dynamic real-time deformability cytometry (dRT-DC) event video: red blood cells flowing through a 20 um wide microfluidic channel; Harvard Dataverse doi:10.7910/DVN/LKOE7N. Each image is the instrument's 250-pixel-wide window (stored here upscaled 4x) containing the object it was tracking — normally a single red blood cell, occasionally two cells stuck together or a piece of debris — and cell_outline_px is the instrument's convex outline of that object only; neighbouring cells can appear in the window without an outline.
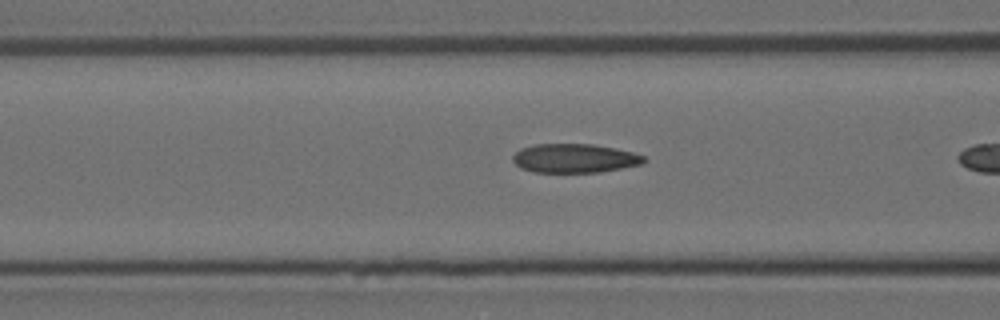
{"species": "Egyptian fruit bat (a non-hibernating species)", "species_latin": "Rousettus aegyptiacus", "temperature_condition": "room temperature", "stored_images_in_passage": 7, "camera_frame_rate_fps": 3000, "um_per_image_px": 0.085, "animal": {"sex": "female"}, "frame": {"image": 1, "passage_image": 6, "time_ms": 1.667, "image_size_px": [1000, 320], "cell_outline_px": [[648, 160], [644, 164], [600, 172], [532, 172], [520, 168], [512, 160], [512, 156], [520, 148], [536, 144], [592, 144], [616, 148], [632, 152], [644, 156]], "centroid_in_image_um": [48.85, 13.45], "position_along_channel_um": 117.7, "area_um2": 22.31}}